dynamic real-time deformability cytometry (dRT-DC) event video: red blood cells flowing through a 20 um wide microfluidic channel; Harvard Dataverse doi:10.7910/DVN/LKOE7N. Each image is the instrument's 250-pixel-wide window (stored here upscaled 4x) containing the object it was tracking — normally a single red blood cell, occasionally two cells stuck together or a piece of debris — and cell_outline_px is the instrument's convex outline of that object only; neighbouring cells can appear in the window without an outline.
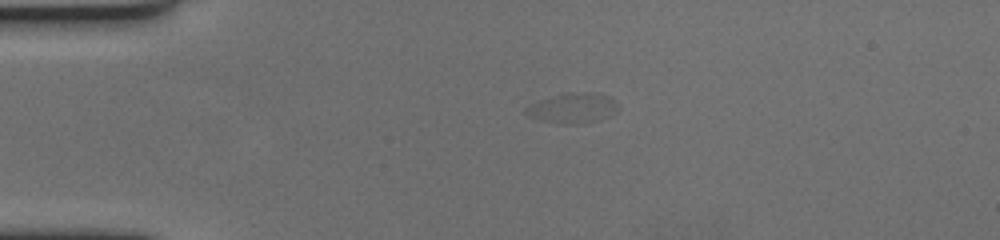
{"species": "human", "species_latin": "Homo sapiens", "temperature_condition": "cold", "stored_images_in_passage": 49, "camera_frame_rate_fps": 3000, "um_per_image_px": 0.085, "donor": {"sex": "female"}, "frame": {"image": 1, "passage_image": 15, "time_ms": 4.667, "image_size_px": [1000, 240], "cell_outline_px": [[620, 108], [612, 116], [600, 120], [576, 124], [564, 124], [540, 120], [524, 112], [524, 108], [540, 100], [560, 92], [592, 92], [612, 96], [616, 100]], "centroid_in_image_um": [48.77, 9.16], "position_along_channel_um": 36.2, "area_um2": 16.59}}
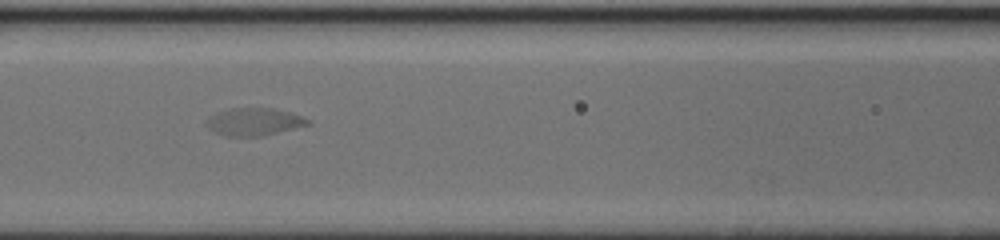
{"frame": {"image": 2, "passage_image": 28, "time_ms": 9.0, "image_size_px": [1000, 240], "cell_outline_px": [[312, 124], [260, 136], [224, 136], [208, 128], [204, 124], [204, 120], [208, 116], [232, 108], [272, 108], [288, 112], [312, 120]], "centroid_in_image_um": [21.57, 10.35], "position_along_channel_um": 145.0, "area_um2": 16.24}}
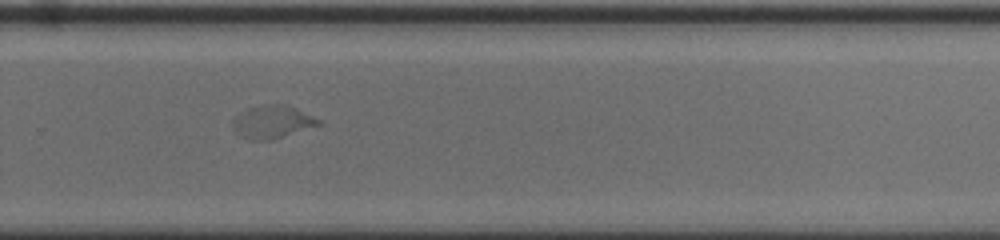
{"frame": {"image": 3, "passage_image": 42, "time_ms": 13.667, "image_size_px": [1000, 240], "cell_outline_px": [[320, 124], [272, 140], [248, 140], [236, 132], [232, 128], [232, 120], [240, 112], [248, 108], [264, 104], [280, 104], [296, 108], [320, 120]], "centroid_in_image_um": [23.09, 10.36], "position_along_channel_um": 306.7, "area_um2": 16.24}}